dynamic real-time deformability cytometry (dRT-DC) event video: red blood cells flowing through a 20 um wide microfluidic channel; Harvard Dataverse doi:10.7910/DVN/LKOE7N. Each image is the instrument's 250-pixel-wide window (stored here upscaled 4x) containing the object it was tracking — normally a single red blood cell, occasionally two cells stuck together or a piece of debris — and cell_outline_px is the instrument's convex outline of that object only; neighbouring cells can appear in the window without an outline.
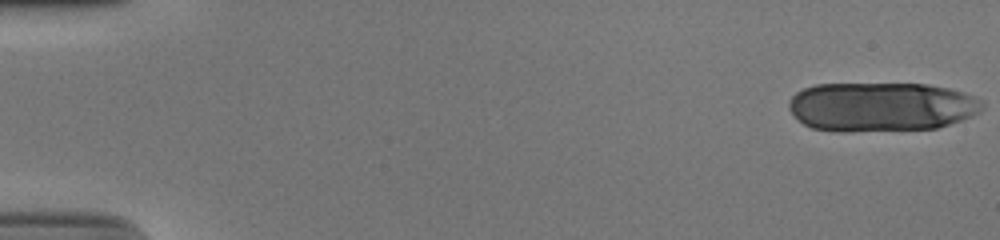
{"species": "human", "species_latin": "Homo sapiens", "temperature_condition": "cold", "stored_images_in_passage": 17, "camera_frame_rate_fps": 3000, "um_per_image_px": 0.085, "donor": {"sex": "male"}, "frame": {"image": 1, "passage_image": 1, "time_ms": 0.0, "image_size_px": [1000, 240], "cell_outline_px": [[984, 104], [980, 112], [972, 116], [936, 128], [844, 132], [840, 132], [812, 128], [804, 124], [788, 108], [788, 100], [796, 92], [804, 88], [816, 84], [928, 84], [948, 88], [964, 92], [984, 100]], "centroid_in_image_um": [74.91, 9.07], "position_along_channel_um": 10.1, "area_um2": 55.78}}